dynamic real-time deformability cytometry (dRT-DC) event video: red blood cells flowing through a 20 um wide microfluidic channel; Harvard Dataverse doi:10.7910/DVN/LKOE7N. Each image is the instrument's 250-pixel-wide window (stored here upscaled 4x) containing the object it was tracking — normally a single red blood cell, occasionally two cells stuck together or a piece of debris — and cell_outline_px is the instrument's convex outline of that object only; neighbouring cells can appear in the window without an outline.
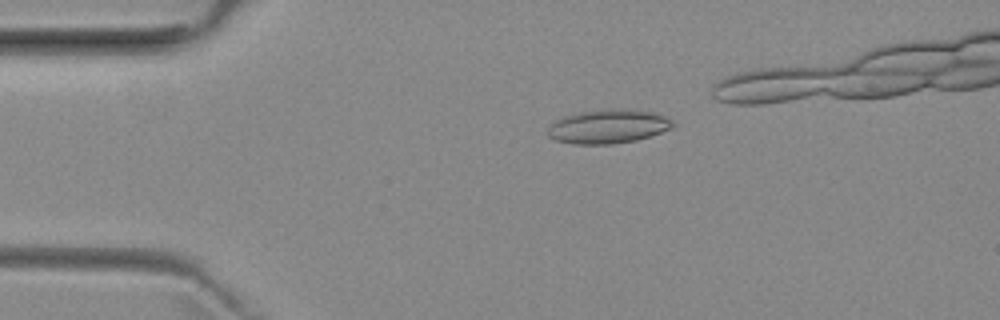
{"species": "common noctule bat (a hibernating species)", "species_latin": "Nyctalus noctula", "temperature_condition": "room temperature", "stored_images_in_passage": 41, "camera_frame_rate_fps": 3000, "um_per_image_px": 0.085, "animal": {"sex": "female", "body_mass_g": 29.2, "forearm_length_mm": 56.3}, "frame": {"image": 1, "passage_image": 10, "time_ms": 3.0, "image_size_px": [1000, 320], "cell_outline_px": [[676, 124], [672, 128], [636, 140], [612, 144], [572, 144], [556, 140], [548, 136], [548, 128], [556, 120], [564, 116], [580, 112], [624, 108], [652, 112], [664, 116], [672, 120]], "centroid_in_image_um": [51.7, 10.75], "position_along_channel_um": 33.3, "area_um2": 24.51}}
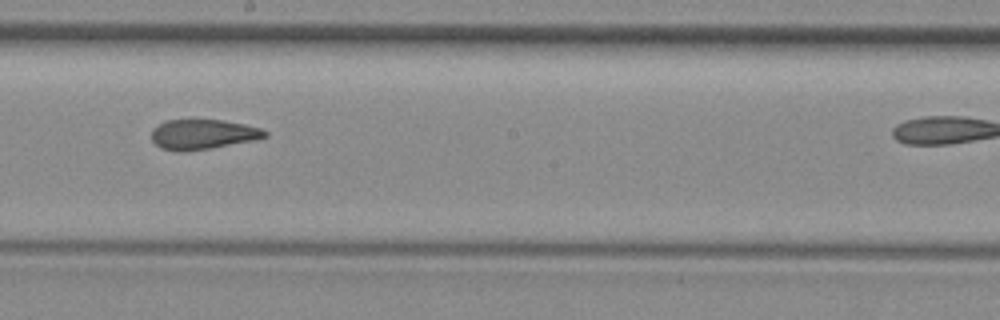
{"frame": {"image": 2, "passage_image": 28, "time_ms": 9.0, "image_size_px": [1000, 320], "cell_outline_px": [[268, 136], [252, 140], [208, 148], [184, 152], [176, 152], [160, 148], [152, 140], [152, 128], [168, 120], [220, 120], [244, 124], [260, 128], [268, 132]], "centroid_in_image_um": [17.2, 11.42], "position_along_channel_um": 231.0, "area_um2": 19.54}}
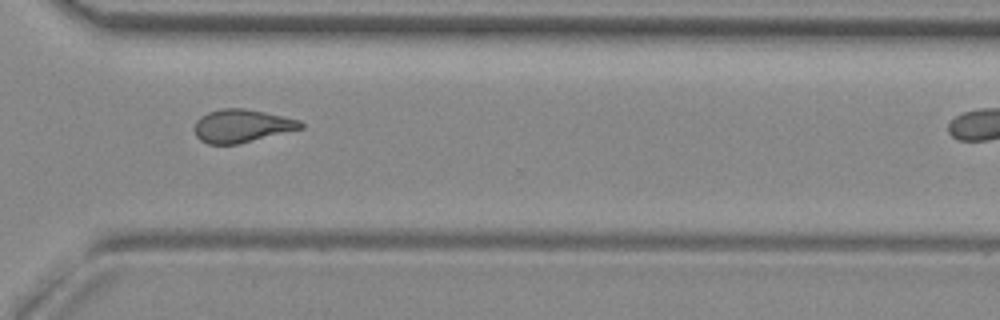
{"frame": {"image": 3, "passage_image": 37, "time_ms": 12.0, "image_size_px": [1000, 320], "cell_outline_px": [[304, 128], [236, 144], [208, 144], [200, 140], [196, 136], [196, 120], [200, 116], [208, 112], [220, 108], [244, 108], [264, 112], [300, 120], [304, 124]], "centroid_in_image_um": [20.55, 10.69], "position_along_channel_um": 350.0, "area_um2": 20.29}}